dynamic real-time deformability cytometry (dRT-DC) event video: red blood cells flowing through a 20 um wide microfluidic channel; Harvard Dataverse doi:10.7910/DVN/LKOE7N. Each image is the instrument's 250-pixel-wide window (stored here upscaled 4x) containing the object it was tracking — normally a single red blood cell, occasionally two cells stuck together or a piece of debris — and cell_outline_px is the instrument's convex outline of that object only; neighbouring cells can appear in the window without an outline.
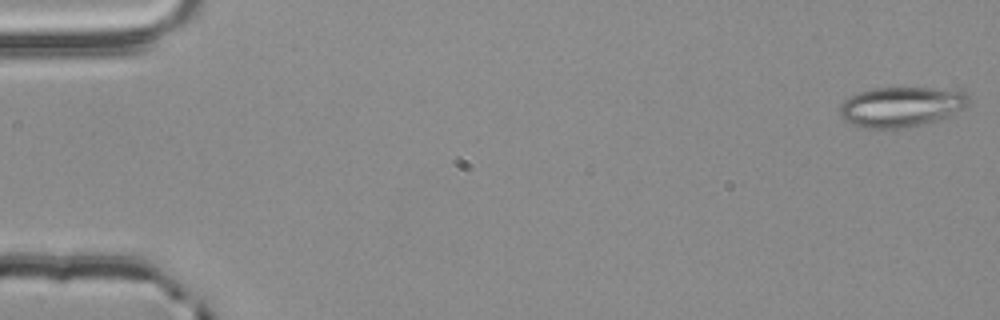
{"species": "common noctule bat (a hibernating species)", "species_latin": "Nyctalus noctula", "temperature_condition": "room temperature", "stored_images_in_passage": 14, "camera_frame_rate_fps": 3000, "um_per_image_px": 0.085, "animal": {"sex": "male", "body_mass_g": 20.4}, "frame": {"image": 1, "passage_image": 1, "time_ms": 0.0, "image_size_px": [1000, 320], "cell_outline_px": [[972, 100], [964, 108], [948, 116], [936, 120], [920, 124], [900, 128], [864, 128], [840, 116], [840, 104], [844, 100], [860, 92], [872, 88], [932, 88], [964, 92]], "centroid_in_image_um": [76.62, 9.06], "position_along_channel_um": 8.4, "area_um2": 29.59}}